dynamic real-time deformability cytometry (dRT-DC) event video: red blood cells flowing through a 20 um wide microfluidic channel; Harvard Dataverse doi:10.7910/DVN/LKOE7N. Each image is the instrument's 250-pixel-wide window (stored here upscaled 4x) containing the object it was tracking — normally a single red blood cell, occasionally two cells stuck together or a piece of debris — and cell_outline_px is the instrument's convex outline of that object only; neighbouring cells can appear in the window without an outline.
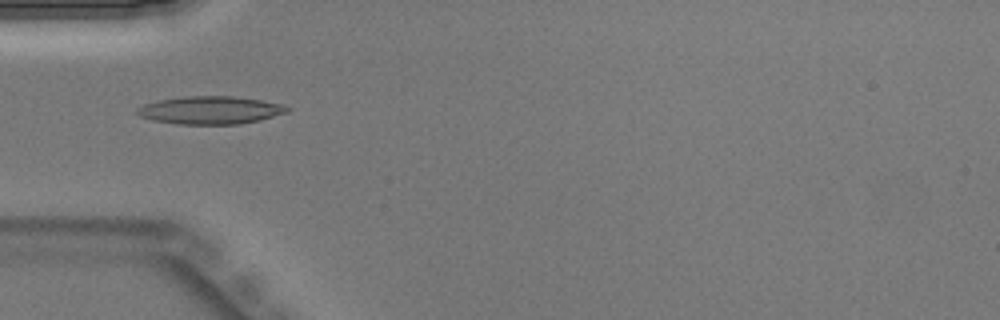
{"species": "Egyptian fruit bat (a non-hibernating species)", "species_latin": "Rousettus aegyptiacus", "temperature_condition": "warm", "stored_images_in_passage": 41, "camera_frame_rate_fps": 3000, "um_per_image_px": 0.085, "animal": {"sex": "male"}, "frame": {"image": 1, "passage_image": 11, "time_ms": 3.333, "image_size_px": [1000, 320], "cell_outline_px": [[292, 108], [288, 112], [260, 120], [240, 124], [180, 124], [152, 120], [140, 116], [136, 112], [136, 108], [144, 104], [160, 100], [184, 96], [232, 96], [260, 100], [284, 104]], "centroid_in_image_um": [17.91, 9.36], "position_along_channel_um": 67.1, "area_um2": 24.39}}
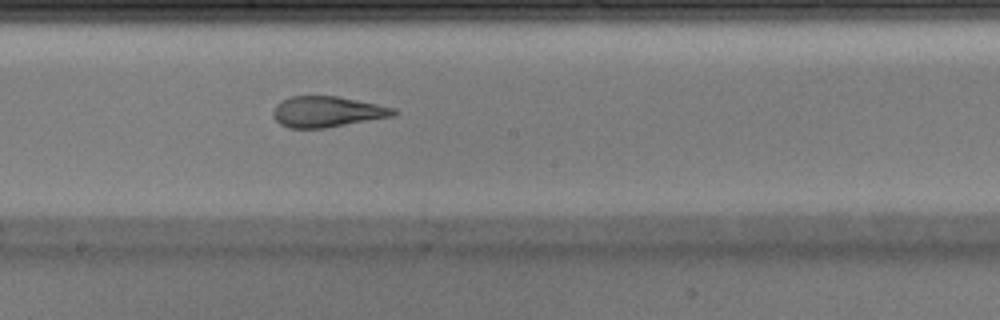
{"frame": {"image": 2, "passage_image": 21, "time_ms": 6.667, "image_size_px": [1000, 320], "cell_outline_px": [[400, 112], [396, 116], [324, 128], [288, 128], [280, 124], [272, 116], [272, 112], [276, 104], [280, 100], [292, 96], [336, 96], [396, 108]], "centroid_in_image_um": [27.81, 9.5], "position_along_channel_um": 220.4, "area_um2": 21.79}}
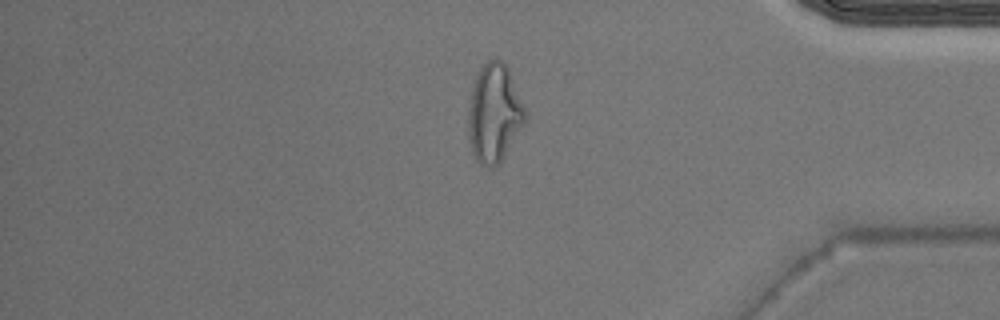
{"frame": {"image": 3, "passage_image": 34, "time_ms": 11.0, "image_size_px": [1000, 320], "cell_outline_px": [[528, 116], [500, 164], [492, 168], [488, 168], [480, 164], [476, 160], [472, 152], [468, 136], [468, 108], [472, 88], [476, 76], [480, 68], [488, 60], [500, 60], [508, 68]], "centroid_in_image_um": [41.99, 9.67], "position_along_channel_um": 393.2, "area_um2": 32.54}}